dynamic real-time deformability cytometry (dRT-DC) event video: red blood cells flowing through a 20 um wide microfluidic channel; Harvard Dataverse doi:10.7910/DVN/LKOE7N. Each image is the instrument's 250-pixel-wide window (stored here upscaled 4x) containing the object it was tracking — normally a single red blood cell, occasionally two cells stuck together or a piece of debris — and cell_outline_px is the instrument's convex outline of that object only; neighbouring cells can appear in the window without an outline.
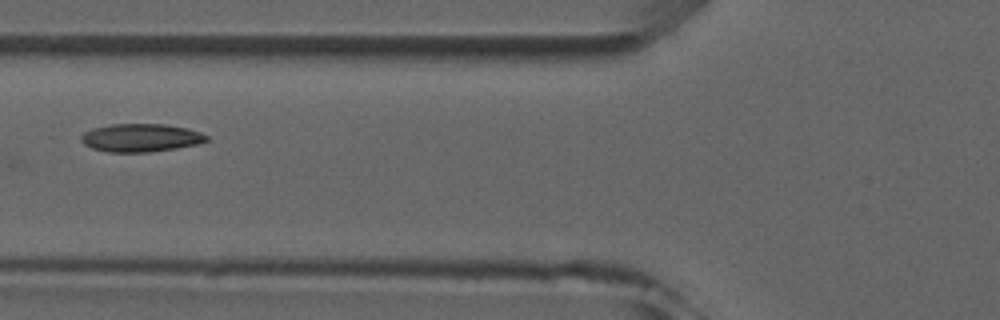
{"species": "common noctule bat (a hibernating species)", "species_latin": "Nyctalus noctula", "temperature_condition": "room temperature", "stored_images_in_passage": 6, "camera_frame_rate_fps": 3000, "um_per_image_px": 0.085, "animal": {"sex": "male", "forearm_length_mm": 52.5}, "frame": {"image": 1, "passage_image": 6, "time_ms": 5.667, "image_size_px": [1000, 320], "cell_outline_px": [[208, 140], [196, 144], [176, 148], [148, 152], [108, 152], [92, 148], [84, 144], [80, 140], [80, 136], [84, 132], [92, 128], [112, 124], [164, 124], [188, 128], [200, 132], [208, 136]], "centroid_in_image_um": [11.94, 11.7], "position_along_channel_um": 113.9, "area_um2": 20.52}}